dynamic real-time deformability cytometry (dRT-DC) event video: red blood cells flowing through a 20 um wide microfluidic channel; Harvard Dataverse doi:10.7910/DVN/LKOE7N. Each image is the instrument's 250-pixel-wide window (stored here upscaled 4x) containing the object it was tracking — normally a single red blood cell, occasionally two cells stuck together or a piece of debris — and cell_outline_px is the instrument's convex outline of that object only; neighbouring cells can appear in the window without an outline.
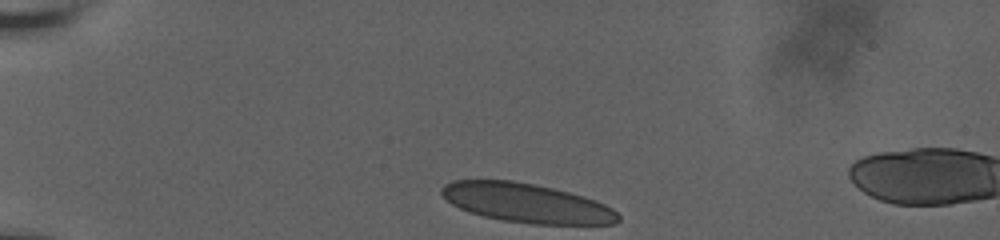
{"species": "human", "species_latin": "Homo sapiens", "temperature_condition": "room temperature", "stored_images_in_passage": 65, "camera_frame_rate_fps": 3000, "um_per_image_px": 0.085, "donor": {"sex": "male"}, "frame": {"image": 1, "passage_image": 1, "time_ms": 0.0, "image_size_px": [1000, 240], "cell_outline_px": [[620, 220], [616, 224], [532, 224], [500, 220], [484, 216], [460, 208], [452, 204], [440, 192], [440, 188], [444, 184], [452, 180], [512, 180], [552, 188], [584, 196], [596, 200], [612, 208], [620, 216]], "centroid_in_image_um": [44.77, 17.26], "position_along_channel_um": 40.2, "area_um2": 40.23}}
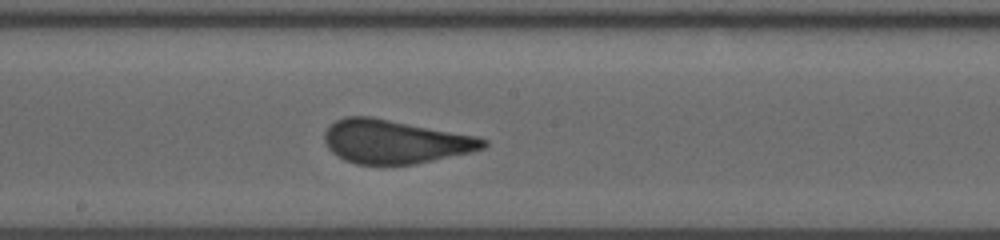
{"frame": {"image": 2, "passage_image": 27, "time_ms": 6.333, "image_size_px": [1000, 240], "cell_outline_px": [[488, 144], [484, 148], [472, 152], [412, 164], [356, 164], [344, 160], [332, 152], [328, 148], [324, 140], [324, 132], [336, 120], [344, 116], [372, 116], [476, 136], [488, 140]], "centroid_in_image_um": [33.56, 12.03], "position_along_channel_um": 214.6, "area_um2": 40.29}}
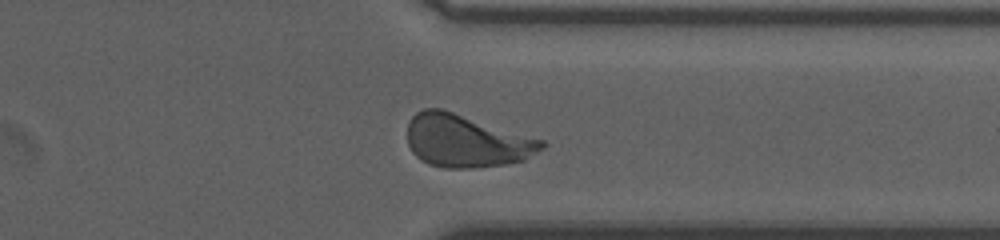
{"frame": {"image": 3, "passage_image": 55, "time_ms": 10.667, "image_size_px": [1000, 240], "cell_outline_px": [[548, 144], [544, 148], [524, 160], [504, 164], [472, 168], [444, 168], [428, 164], [420, 160], [412, 152], [408, 144], [408, 120], [416, 112], [424, 108], [444, 108], [544, 140]], "centroid_in_image_um": [39.62, 11.96], "position_along_channel_um": 371.8, "area_um2": 41.73}}